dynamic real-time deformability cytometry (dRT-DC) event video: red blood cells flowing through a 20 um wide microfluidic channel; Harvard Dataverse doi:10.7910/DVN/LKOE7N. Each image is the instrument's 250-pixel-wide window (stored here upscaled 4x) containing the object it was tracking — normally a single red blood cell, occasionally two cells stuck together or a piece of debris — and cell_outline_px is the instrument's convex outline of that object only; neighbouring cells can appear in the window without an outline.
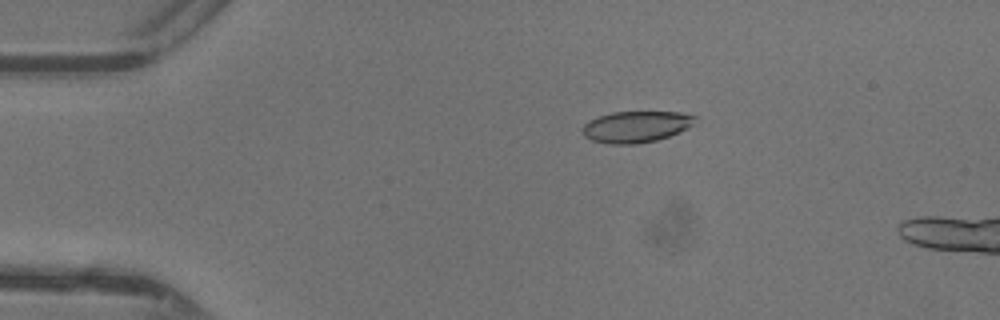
{"species": "common noctule bat (a hibernating species)", "species_latin": "Nyctalus noctula", "temperature_condition": "warm", "stored_images_in_passage": 16, "camera_frame_rate_fps": 3000, "um_per_image_px": 0.085, "animal": {"sex": "female"}, "frame": {"image": 1, "passage_image": 10, "time_ms": 3.0, "image_size_px": [1000, 320], "cell_outline_px": [[696, 116], [692, 124], [680, 132], [656, 140], [636, 144], [608, 144], [592, 140], [584, 136], [580, 132], [580, 128], [588, 120], [612, 112], [680, 112]], "centroid_in_image_um": [54.0, 10.77], "position_along_channel_um": 31.0, "area_um2": 20.58}}